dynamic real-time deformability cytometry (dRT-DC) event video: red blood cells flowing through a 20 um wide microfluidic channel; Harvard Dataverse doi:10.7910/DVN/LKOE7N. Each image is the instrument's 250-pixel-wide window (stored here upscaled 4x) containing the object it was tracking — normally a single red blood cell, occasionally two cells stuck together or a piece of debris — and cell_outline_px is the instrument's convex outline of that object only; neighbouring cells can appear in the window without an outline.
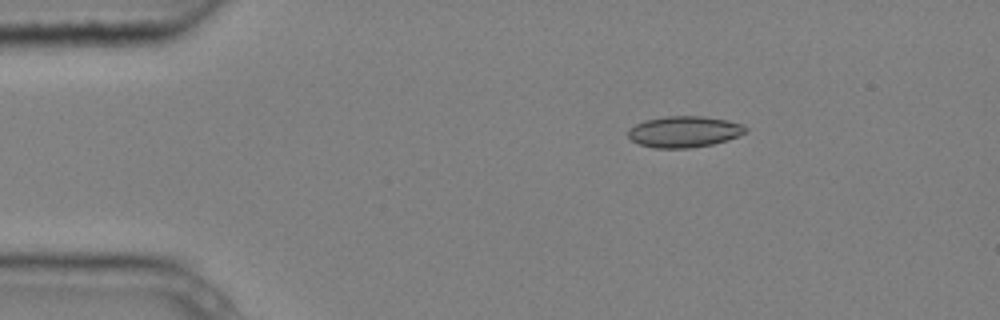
{"species": "common noctule bat (a hibernating species)", "species_latin": "Nyctalus noctula", "temperature_condition": "cold", "stored_images_in_passage": 5, "camera_frame_rate_fps": 3000, "um_per_image_px": 0.085, "animal": {"sex": "male", "body_mass_g": 20.4}, "frame": {"image": 1, "passage_image": 3, "time_ms": 0.667, "image_size_px": [1000, 320], "cell_outline_px": [[748, 132], [728, 140], [712, 144], [692, 148], [656, 148], [640, 144], [632, 140], [628, 136], [628, 128], [644, 120], [668, 116], [704, 116], [728, 120], [744, 124], [748, 128]], "centroid_in_image_um": [58.2, 11.19], "position_along_channel_um": 26.8, "area_um2": 21.56}}
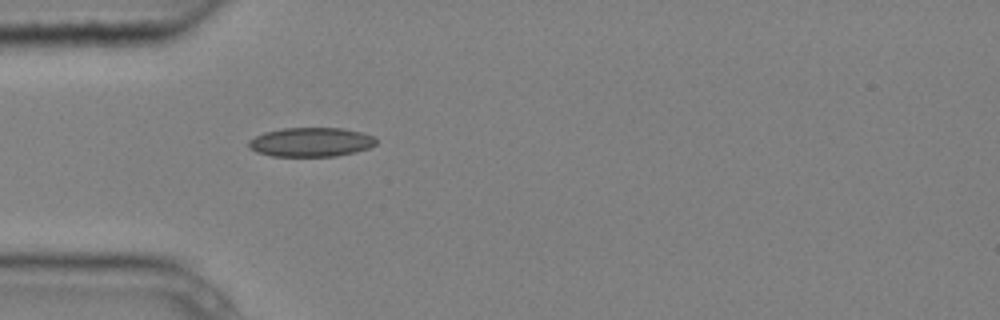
{"frame": {"image": 2, "passage_image": 5, "time_ms": 1.333, "image_size_px": [1000, 320], "cell_outline_px": [[376, 144], [368, 148], [356, 152], [336, 156], [272, 156], [256, 152], [248, 148], [248, 140], [264, 132], [284, 128], [344, 128], [360, 132], [372, 136], [376, 140]], "centroid_in_image_um": [26.4, 12.08], "position_along_channel_um": 58.6, "area_um2": 21.68}}